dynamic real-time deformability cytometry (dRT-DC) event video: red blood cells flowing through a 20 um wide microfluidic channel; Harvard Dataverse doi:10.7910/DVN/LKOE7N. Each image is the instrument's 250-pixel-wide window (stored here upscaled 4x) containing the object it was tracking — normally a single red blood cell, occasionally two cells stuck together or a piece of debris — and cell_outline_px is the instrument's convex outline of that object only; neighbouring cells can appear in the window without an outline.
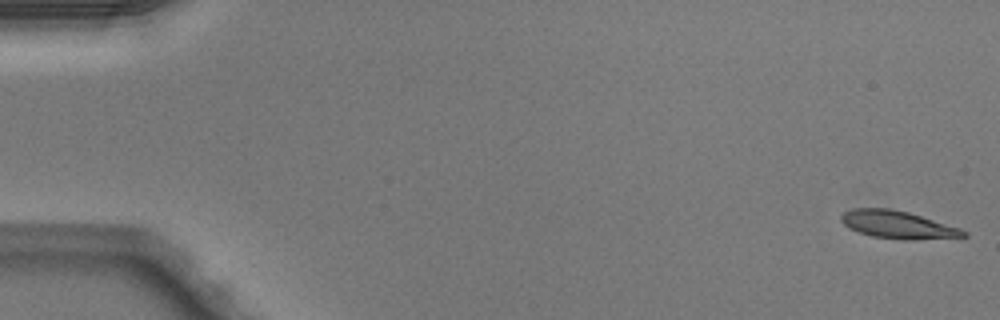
{"species": "Egyptian fruit bat (a non-hibernating species)", "species_latin": "Rousettus aegyptiacus", "temperature_condition": "warm", "stored_images_in_passage": 50, "camera_frame_rate_fps": 3000, "um_per_image_px": 0.085, "animal": {"sex": "male"}, "frame": {"image": 1, "passage_image": 1, "time_ms": 0.0, "image_size_px": [1000, 320], "cell_outline_px": [[968, 236], [908, 240], [904, 240], [872, 236], [848, 228], [840, 220], [840, 216], [844, 212], [856, 208], [888, 208], [908, 212], [960, 228], [968, 232]], "centroid_in_image_um": [76.3, 19.1], "position_along_channel_um": 8.7, "area_um2": 19.54}}
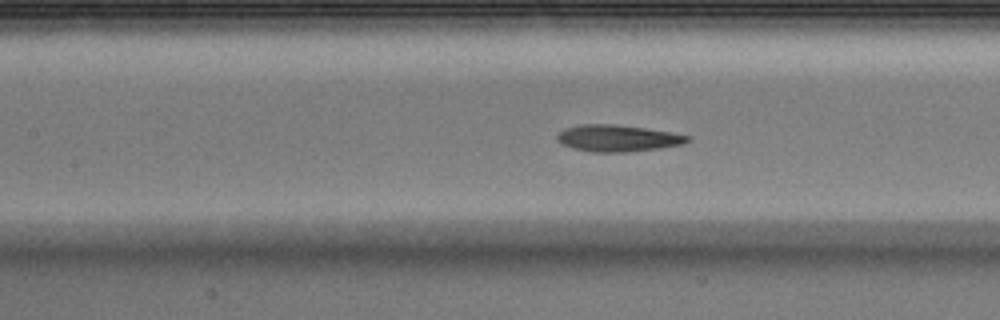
{"frame": {"image": 2, "passage_image": 23, "time_ms": 7.333, "image_size_px": [1000, 320], "cell_outline_px": [[692, 140], [684, 144], [660, 148], [628, 152], [592, 152], [572, 148], [560, 144], [556, 136], [564, 128], [580, 124], [612, 124], [644, 128], [692, 136]], "centroid_in_image_um": [52.5, 11.75], "position_along_channel_um": 154.9, "area_um2": 20.35}}
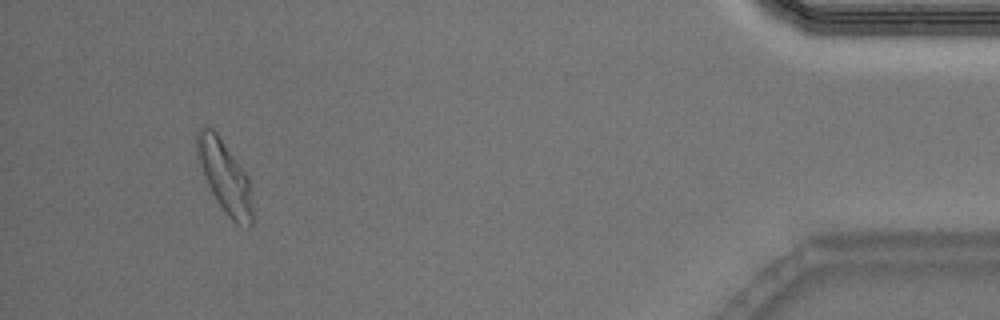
{"frame": {"image": 3, "passage_image": 47, "time_ms": 15.333, "image_size_px": [1000, 320], "cell_outline_px": [[252, 224], [248, 228], [236, 224], [228, 216], [216, 200], [204, 176], [196, 156], [196, 132], [200, 128], [212, 128], [216, 132], [248, 176], [252, 208]], "centroid_in_image_um": [19.09, 15.02], "position_along_channel_um": 416.1, "area_um2": 23.0}, "authors_computed_cell_mechanics": {"area_um2": 20.519, "velocity_mm_per_s": 4.0637, "shape_relaxation_time_tau1_ms": 2.9411, "shape_relaxation_time_tau2_ms": 1.5174, "deformation_change_tau1": 0.1667, "deformation_change_tau2": 0.0758}}